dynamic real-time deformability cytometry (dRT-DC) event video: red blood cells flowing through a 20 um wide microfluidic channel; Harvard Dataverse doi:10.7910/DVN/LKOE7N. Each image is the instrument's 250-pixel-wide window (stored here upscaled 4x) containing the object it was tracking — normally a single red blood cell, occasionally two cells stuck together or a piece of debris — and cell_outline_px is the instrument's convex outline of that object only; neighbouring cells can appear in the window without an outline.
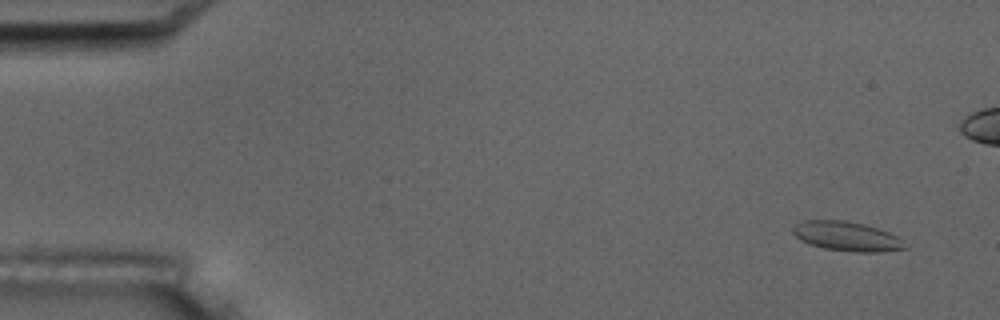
{"species": "common noctule bat (a hibernating species)", "species_latin": "Nyctalus noctula", "temperature_condition": "room temperature", "stored_images_in_passage": 53, "camera_frame_rate_fps": 3000, "um_per_image_px": 0.085, "animal": {"sex": "male", "body_mass_g": 17.5, "forearm_length_mm": 52.3}, "frame": {"image": 1, "passage_image": 1, "time_ms": 0.0, "image_size_px": [1000, 320], "cell_outline_px": [[908, 248], [880, 252], [852, 252], [824, 248], [800, 240], [792, 232], [792, 228], [796, 224], [804, 220], [844, 220], [864, 224], [888, 232], [896, 236]], "centroid_in_image_um": [71.95, 20.08], "position_along_channel_um": 13.0, "area_um2": 19.02}}
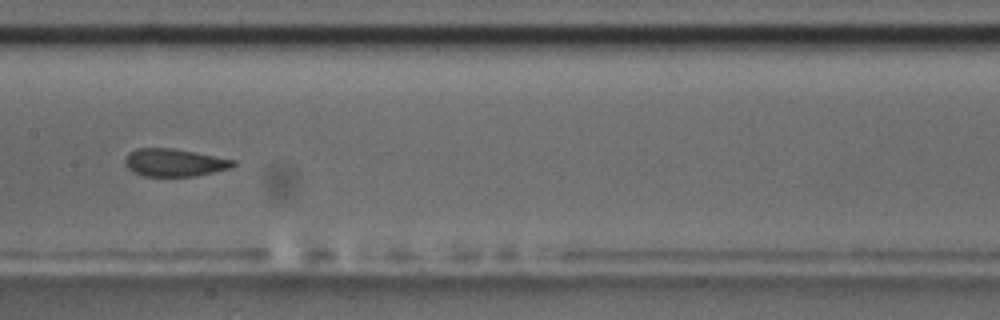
{"frame": {"image": 2, "passage_image": 25, "time_ms": 8.0, "image_size_px": [1000, 320], "cell_outline_px": [[236, 164], [232, 168], [196, 176], [144, 176], [132, 172], [124, 164], [124, 160], [128, 152], [136, 148], [172, 148], [196, 152], [236, 160]], "centroid_in_image_um": [14.82, 13.82], "position_along_channel_um": 192.6, "area_um2": 17.69}}
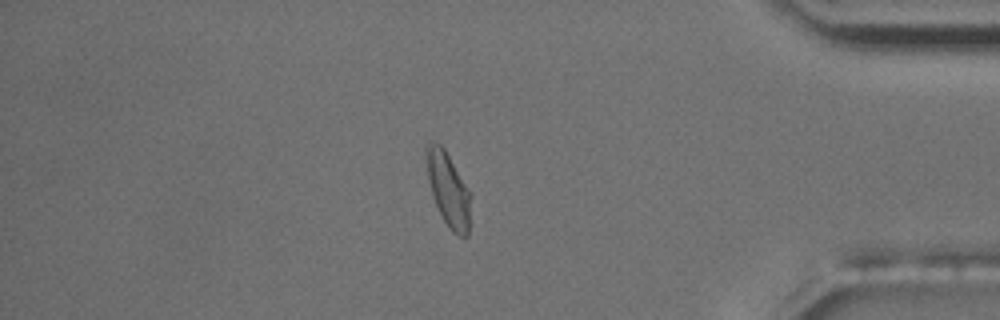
{"frame": {"image": 3, "passage_image": 44, "time_ms": 14.333, "image_size_px": [1000, 320], "cell_outline_px": [[472, 196], [468, 236], [460, 236], [452, 232], [448, 228], [432, 196], [428, 180], [424, 156], [424, 148], [428, 140], [432, 140], [440, 144], [444, 148], [472, 192]], "centroid_in_image_um": [38.1, 16.04], "position_along_channel_um": 397.1, "area_um2": 19.83}, "authors_computed_cell_mechanics": {"area_um2": 18.5538, "velocity_mm_per_s": 3.7312, "shape_relaxation_time_tau1_ms": 5.4115, "shape_relaxation_time_tau2_ms": 0.5777, "deformation_change_tau1": 0.1292, "deformation_change_tau2": 0.0505}}